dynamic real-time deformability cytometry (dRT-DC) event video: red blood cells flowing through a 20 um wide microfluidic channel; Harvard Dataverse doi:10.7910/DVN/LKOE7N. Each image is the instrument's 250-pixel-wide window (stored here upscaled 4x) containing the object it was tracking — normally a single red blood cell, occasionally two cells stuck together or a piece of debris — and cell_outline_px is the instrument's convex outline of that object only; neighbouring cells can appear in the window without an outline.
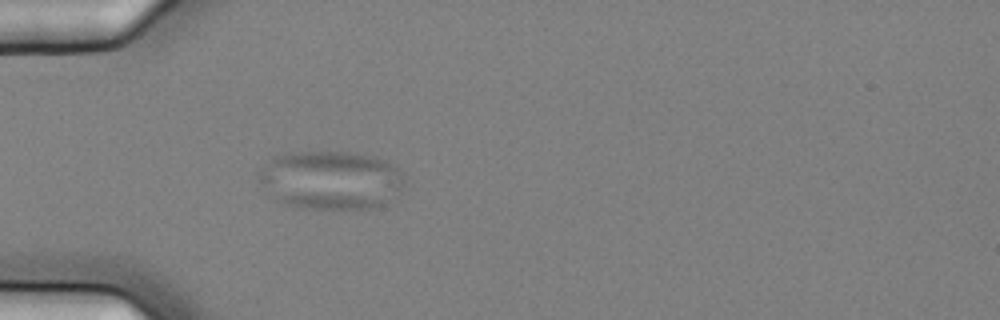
{"species": "common noctule bat (a hibernating species)", "species_latin": "Nyctalus noctula", "temperature_condition": "cold", "stored_images_in_passage": 5, "camera_frame_rate_fps": 3000, "um_per_image_px": 0.085, "animal": {"sex": "female", "body_mass_g": 25.1}, "frame": {"image": 1, "passage_image": 5, "time_ms": 1.333, "image_size_px": [1000, 320], "cell_outline_px": [[404, 184], [400, 192], [376, 208], [296, 208], [276, 200], [272, 196], [260, 180], [260, 172], [272, 156], [288, 152], [348, 152], [376, 156], [396, 168], [404, 176]], "centroid_in_image_um": [28.13, 15.3], "position_along_channel_um": 56.9, "area_um2": 49.42}}